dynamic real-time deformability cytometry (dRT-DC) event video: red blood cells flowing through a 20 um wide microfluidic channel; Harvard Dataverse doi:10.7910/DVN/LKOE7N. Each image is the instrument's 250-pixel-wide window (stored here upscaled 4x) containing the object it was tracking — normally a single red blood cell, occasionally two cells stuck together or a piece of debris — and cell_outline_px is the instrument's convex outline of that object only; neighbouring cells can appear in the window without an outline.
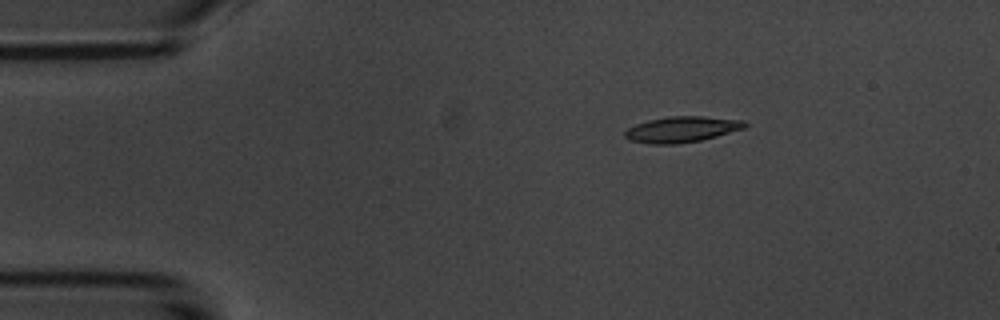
{"species": "common noctule bat (a hibernating species)", "species_latin": "Nyctalus noctula", "temperature_condition": "room temperature", "stored_images_in_passage": 46, "camera_frame_rate_fps": 3000, "um_per_image_px": 0.085, "animal": {"sex": "male", "body_mass_g": 20.1, "forearm_length_mm": 53.5}, "frame": {"image": 1, "passage_image": 1, "time_ms": 0.0, "image_size_px": [1000, 320], "cell_outline_px": [[748, 124], [744, 128], [716, 136], [700, 140], [676, 144], [652, 144], [632, 140], [624, 136], [624, 132], [628, 128], [636, 124], [648, 120], [668, 116], [704, 116], [744, 120]], "centroid_in_image_um": [57.96, 10.98], "position_along_channel_um": 27.0, "area_um2": 17.92}}
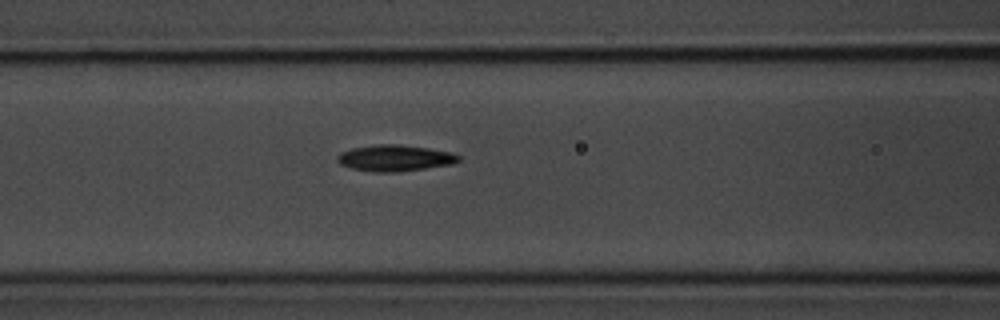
{"frame": {"image": 2, "passage_image": 14, "time_ms": 4.333, "image_size_px": [1000, 320], "cell_outline_px": [[460, 160], [452, 164], [396, 172], [372, 172], [352, 168], [340, 164], [336, 160], [336, 156], [340, 152], [352, 148], [376, 144], [396, 144], [428, 148], [452, 152], [460, 156]], "centroid_in_image_um": [33.53, 13.43], "position_along_channel_um": 133.1, "area_um2": 18.55}}
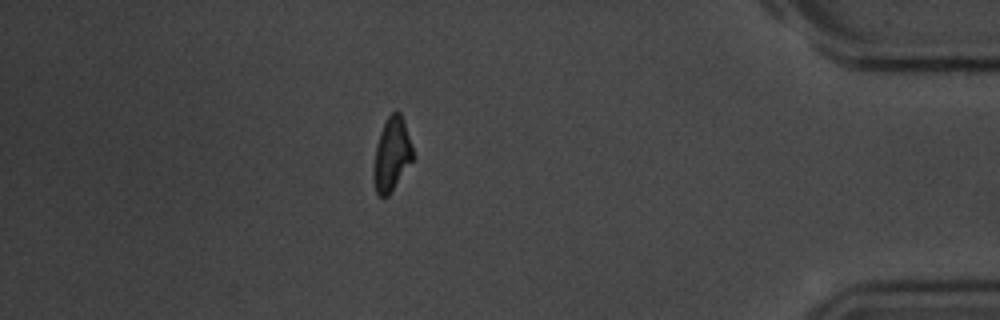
{"frame": {"image": 3, "passage_image": 39, "time_ms": 12.667, "image_size_px": [1000, 320], "cell_outline_px": [[416, 156], [388, 196], [380, 196], [376, 192], [372, 176], [372, 172], [376, 144], [380, 132], [388, 116], [392, 112], [400, 112], [404, 120]], "centroid_in_image_um": [33.31, 13.13], "position_along_channel_um": 401.9, "area_um2": 17.05}, "authors_computed_cell_mechanics": {"area_um2": 17.5423, "velocity_mm_per_s": 3.7394, "shape_relaxation_time_tau1_ms": 2.3977, "shape_relaxation_time_tau2_ms": null, "deformation_change_tau1": 0.1089, "deformation_change_tau2": null}}